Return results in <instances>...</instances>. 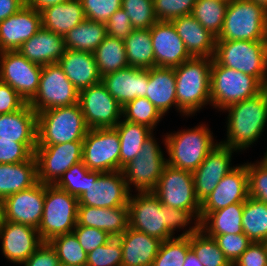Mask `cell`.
Segmentation results:
<instances>
[{"label":"cell","instance_id":"277c9868","mask_svg":"<svg viewBox=\"0 0 267 266\" xmlns=\"http://www.w3.org/2000/svg\"><path fill=\"white\" fill-rule=\"evenodd\" d=\"M89 129L79 103L37 113V145L83 141Z\"/></svg>","mask_w":267,"mask_h":266},{"label":"cell","instance_id":"7402d4cb","mask_svg":"<svg viewBox=\"0 0 267 266\" xmlns=\"http://www.w3.org/2000/svg\"><path fill=\"white\" fill-rule=\"evenodd\" d=\"M249 197L247 163L235 166L211 194L201 202L200 212H213L231 204L244 203Z\"/></svg>","mask_w":267,"mask_h":266},{"label":"cell","instance_id":"ba28073f","mask_svg":"<svg viewBox=\"0 0 267 266\" xmlns=\"http://www.w3.org/2000/svg\"><path fill=\"white\" fill-rule=\"evenodd\" d=\"M265 88L256 77L212 60L210 98L213 108L223 111L232 104L254 97Z\"/></svg>","mask_w":267,"mask_h":266},{"label":"cell","instance_id":"7dc6e473","mask_svg":"<svg viewBox=\"0 0 267 266\" xmlns=\"http://www.w3.org/2000/svg\"><path fill=\"white\" fill-rule=\"evenodd\" d=\"M122 247L117 237H112L87 254L86 266H121Z\"/></svg>","mask_w":267,"mask_h":266},{"label":"cell","instance_id":"681fc988","mask_svg":"<svg viewBox=\"0 0 267 266\" xmlns=\"http://www.w3.org/2000/svg\"><path fill=\"white\" fill-rule=\"evenodd\" d=\"M214 238L218 247L224 253L226 259L233 263L241 256L248 248L252 241L245 233L241 234H224V235H207Z\"/></svg>","mask_w":267,"mask_h":266},{"label":"cell","instance_id":"3957f363","mask_svg":"<svg viewBox=\"0 0 267 266\" xmlns=\"http://www.w3.org/2000/svg\"><path fill=\"white\" fill-rule=\"evenodd\" d=\"M213 58L192 57L174 68L177 109L184 116L195 115L211 105V64Z\"/></svg>","mask_w":267,"mask_h":266},{"label":"cell","instance_id":"1f68e13d","mask_svg":"<svg viewBox=\"0 0 267 266\" xmlns=\"http://www.w3.org/2000/svg\"><path fill=\"white\" fill-rule=\"evenodd\" d=\"M38 183L35 155L20 163L0 164V199L29 189Z\"/></svg>","mask_w":267,"mask_h":266},{"label":"cell","instance_id":"44dd1931","mask_svg":"<svg viewBox=\"0 0 267 266\" xmlns=\"http://www.w3.org/2000/svg\"><path fill=\"white\" fill-rule=\"evenodd\" d=\"M2 253L12 263L23 264L43 243L32 226L4 220L0 227Z\"/></svg>","mask_w":267,"mask_h":266},{"label":"cell","instance_id":"484cf974","mask_svg":"<svg viewBox=\"0 0 267 266\" xmlns=\"http://www.w3.org/2000/svg\"><path fill=\"white\" fill-rule=\"evenodd\" d=\"M17 51L30 62L44 66L57 63L64 55L66 46L63 36L41 27Z\"/></svg>","mask_w":267,"mask_h":266},{"label":"cell","instance_id":"a7ac6f4b","mask_svg":"<svg viewBox=\"0 0 267 266\" xmlns=\"http://www.w3.org/2000/svg\"><path fill=\"white\" fill-rule=\"evenodd\" d=\"M220 1H223V2H229L230 0H220Z\"/></svg>","mask_w":267,"mask_h":266},{"label":"cell","instance_id":"94428289","mask_svg":"<svg viewBox=\"0 0 267 266\" xmlns=\"http://www.w3.org/2000/svg\"><path fill=\"white\" fill-rule=\"evenodd\" d=\"M66 1L67 0H25V5L38 12H41L46 7L61 4Z\"/></svg>","mask_w":267,"mask_h":266},{"label":"cell","instance_id":"4316f807","mask_svg":"<svg viewBox=\"0 0 267 266\" xmlns=\"http://www.w3.org/2000/svg\"><path fill=\"white\" fill-rule=\"evenodd\" d=\"M117 238L122 247L121 266H152L162 242L131 227Z\"/></svg>","mask_w":267,"mask_h":266},{"label":"cell","instance_id":"5bb4252c","mask_svg":"<svg viewBox=\"0 0 267 266\" xmlns=\"http://www.w3.org/2000/svg\"><path fill=\"white\" fill-rule=\"evenodd\" d=\"M121 144L115 128L89 129L83 140L82 161L92 171L120 170Z\"/></svg>","mask_w":267,"mask_h":266},{"label":"cell","instance_id":"d6a6232c","mask_svg":"<svg viewBox=\"0 0 267 266\" xmlns=\"http://www.w3.org/2000/svg\"><path fill=\"white\" fill-rule=\"evenodd\" d=\"M85 19L80 0H67L41 11L42 27L63 37Z\"/></svg>","mask_w":267,"mask_h":266},{"label":"cell","instance_id":"f6af8a7d","mask_svg":"<svg viewBox=\"0 0 267 266\" xmlns=\"http://www.w3.org/2000/svg\"><path fill=\"white\" fill-rule=\"evenodd\" d=\"M122 9L129 16L134 29H150L158 21L153 0H122Z\"/></svg>","mask_w":267,"mask_h":266},{"label":"cell","instance_id":"d6986e66","mask_svg":"<svg viewBox=\"0 0 267 266\" xmlns=\"http://www.w3.org/2000/svg\"><path fill=\"white\" fill-rule=\"evenodd\" d=\"M45 184L11 194L4 201V219L38 229L44 210Z\"/></svg>","mask_w":267,"mask_h":266},{"label":"cell","instance_id":"9f6ffc18","mask_svg":"<svg viewBox=\"0 0 267 266\" xmlns=\"http://www.w3.org/2000/svg\"><path fill=\"white\" fill-rule=\"evenodd\" d=\"M232 266H267V242H252Z\"/></svg>","mask_w":267,"mask_h":266},{"label":"cell","instance_id":"6da1fadb","mask_svg":"<svg viewBox=\"0 0 267 266\" xmlns=\"http://www.w3.org/2000/svg\"><path fill=\"white\" fill-rule=\"evenodd\" d=\"M128 218L129 227L161 241L173 238L176 229L188 227L192 220L200 222L191 211L162 205L152 191L130 195Z\"/></svg>","mask_w":267,"mask_h":266},{"label":"cell","instance_id":"603a6c76","mask_svg":"<svg viewBox=\"0 0 267 266\" xmlns=\"http://www.w3.org/2000/svg\"><path fill=\"white\" fill-rule=\"evenodd\" d=\"M41 27V12L23 6L14 15L0 22V52L17 51Z\"/></svg>","mask_w":267,"mask_h":266},{"label":"cell","instance_id":"f5cc1de1","mask_svg":"<svg viewBox=\"0 0 267 266\" xmlns=\"http://www.w3.org/2000/svg\"><path fill=\"white\" fill-rule=\"evenodd\" d=\"M73 232L87 254L97 247L106 244L112 238L104 230L80 225H76Z\"/></svg>","mask_w":267,"mask_h":266},{"label":"cell","instance_id":"2e32d148","mask_svg":"<svg viewBox=\"0 0 267 266\" xmlns=\"http://www.w3.org/2000/svg\"><path fill=\"white\" fill-rule=\"evenodd\" d=\"M34 155L38 182L55 184L71 166L82 161L83 141L37 145Z\"/></svg>","mask_w":267,"mask_h":266},{"label":"cell","instance_id":"e0dca14e","mask_svg":"<svg viewBox=\"0 0 267 266\" xmlns=\"http://www.w3.org/2000/svg\"><path fill=\"white\" fill-rule=\"evenodd\" d=\"M42 66L30 62L18 51L0 52V81L10 85L29 103L38 92Z\"/></svg>","mask_w":267,"mask_h":266},{"label":"cell","instance_id":"30bf717a","mask_svg":"<svg viewBox=\"0 0 267 266\" xmlns=\"http://www.w3.org/2000/svg\"><path fill=\"white\" fill-rule=\"evenodd\" d=\"M162 149L152 134L142 145L139 154L121 169L128 189L135 186L136 192L153 191L167 165Z\"/></svg>","mask_w":267,"mask_h":266},{"label":"cell","instance_id":"ee69618b","mask_svg":"<svg viewBox=\"0 0 267 266\" xmlns=\"http://www.w3.org/2000/svg\"><path fill=\"white\" fill-rule=\"evenodd\" d=\"M49 243L55 249L60 263L86 265L87 253L74 232L54 237Z\"/></svg>","mask_w":267,"mask_h":266},{"label":"cell","instance_id":"db71d44e","mask_svg":"<svg viewBox=\"0 0 267 266\" xmlns=\"http://www.w3.org/2000/svg\"><path fill=\"white\" fill-rule=\"evenodd\" d=\"M33 155L23 143L0 139V164L20 163L29 160Z\"/></svg>","mask_w":267,"mask_h":266},{"label":"cell","instance_id":"8fae6325","mask_svg":"<svg viewBox=\"0 0 267 266\" xmlns=\"http://www.w3.org/2000/svg\"><path fill=\"white\" fill-rule=\"evenodd\" d=\"M79 91L58 63L42 66L37 94L28 103L36 113L78 103Z\"/></svg>","mask_w":267,"mask_h":266},{"label":"cell","instance_id":"91938a15","mask_svg":"<svg viewBox=\"0 0 267 266\" xmlns=\"http://www.w3.org/2000/svg\"><path fill=\"white\" fill-rule=\"evenodd\" d=\"M23 6H25V0H0V22L14 15Z\"/></svg>","mask_w":267,"mask_h":266},{"label":"cell","instance_id":"be15d7a7","mask_svg":"<svg viewBox=\"0 0 267 266\" xmlns=\"http://www.w3.org/2000/svg\"><path fill=\"white\" fill-rule=\"evenodd\" d=\"M4 201L0 199V227L4 223Z\"/></svg>","mask_w":267,"mask_h":266},{"label":"cell","instance_id":"680465c9","mask_svg":"<svg viewBox=\"0 0 267 266\" xmlns=\"http://www.w3.org/2000/svg\"><path fill=\"white\" fill-rule=\"evenodd\" d=\"M26 101L7 83L0 81V114L21 109Z\"/></svg>","mask_w":267,"mask_h":266},{"label":"cell","instance_id":"9c48e42d","mask_svg":"<svg viewBox=\"0 0 267 266\" xmlns=\"http://www.w3.org/2000/svg\"><path fill=\"white\" fill-rule=\"evenodd\" d=\"M78 199L55 184H45L44 210L38 227L43 242L73 232L77 224Z\"/></svg>","mask_w":267,"mask_h":266},{"label":"cell","instance_id":"8d00e7d4","mask_svg":"<svg viewBox=\"0 0 267 266\" xmlns=\"http://www.w3.org/2000/svg\"><path fill=\"white\" fill-rule=\"evenodd\" d=\"M193 224L181 235L161 242L152 266H183L190 250V235L200 229V222Z\"/></svg>","mask_w":267,"mask_h":266},{"label":"cell","instance_id":"836d02e7","mask_svg":"<svg viewBox=\"0 0 267 266\" xmlns=\"http://www.w3.org/2000/svg\"><path fill=\"white\" fill-rule=\"evenodd\" d=\"M244 203L231 204L213 212H200V229L206 235L241 234Z\"/></svg>","mask_w":267,"mask_h":266},{"label":"cell","instance_id":"cb8c5ba5","mask_svg":"<svg viewBox=\"0 0 267 266\" xmlns=\"http://www.w3.org/2000/svg\"><path fill=\"white\" fill-rule=\"evenodd\" d=\"M107 91L123 107L137 97H146L149 81V69L128 66L116 72L102 76Z\"/></svg>","mask_w":267,"mask_h":266},{"label":"cell","instance_id":"e7e4bbea","mask_svg":"<svg viewBox=\"0 0 267 266\" xmlns=\"http://www.w3.org/2000/svg\"><path fill=\"white\" fill-rule=\"evenodd\" d=\"M259 5H262L267 10V0H254Z\"/></svg>","mask_w":267,"mask_h":266},{"label":"cell","instance_id":"c3c4849f","mask_svg":"<svg viewBox=\"0 0 267 266\" xmlns=\"http://www.w3.org/2000/svg\"><path fill=\"white\" fill-rule=\"evenodd\" d=\"M154 13L158 21H171L177 17L191 15L196 0H153Z\"/></svg>","mask_w":267,"mask_h":266},{"label":"cell","instance_id":"9a60e30c","mask_svg":"<svg viewBox=\"0 0 267 266\" xmlns=\"http://www.w3.org/2000/svg\"><path fill=\"white\" fill-rule=\"evenodd\" d=\"M78 103L90 129L114 128L122 119L123 107L102 81L81 90Z\"/></svg>","mask_w":267,"mask_h":266},{"label":"cell","instance_id":"ffe728a7","mask_svg":"<svg viewBox=\"0 0 267 266\" xmlns=\"http://www.w3.org/2000/svg\"><path fill=\"white\" fill-rule=\"evenodd\" d=\"M150 35L154 67L175 68L192 58L171 21H157L150 28Z\"/></svg>","mask_w":267,"mask_h":266},{"label":"cell","instance_id":"83f0119b","mask_svg":"<svg viewBox=\"0 0 267 266\" xmlns=\"http://www.w3.org/2000/svg\"><path fill=\"white\" fill-rule=\"evenodd\" d=\"M76 225L101 229L111 237H119L129 227L128 206L96 208L79 205Z\"/></svg>","mask_w":267,"mask_h":266},{"label":"cell","instance_id":"f546056e","mask_svg":"<svg viewBox=\"0 0 267 266\" xmlns=\"http://www.w3.org/2000/svg\"><path fill=\"white\" fill-rule=\"evenodd\" d=\"M171 22L191 57L213 58L217 38L192 15L177 17Z\"/></svg>","mask_w":267,"mask_h":266},{"label":"cell","instance_id":"6f0895ef","mask_svg":"<svg viewBox=\"0 0 267 266\" xmlns=\"http://www.w3.org/2000/svg\"><path fill=\"white\" fill-rule=\"evenodd\" d=\"M24 266H60L55 249L49 242H43L23 263Z\"/></svg>","mask_w":267,"mask_h":266},{"label":"cell","instance_id":"f1b7e54d","mask_svg":"<svg viewBox=\"0 0 267 266\" xmlns=\"http://www.w3.org/2000/svg\"><path fill=\"white\" fill-rule=\"evenodd\" d=\"M57 63L79 92L101 82L93 53L66 49Z\"/></svg>","mask_w":267,"mask_h":266},{"label":"cell","instance_id":"7c38bea8","mask_svg":"<svg viewBox=\"0 0 267 266\" xmlns=\"http://www.w3.org/2000/svg\"><path fill=\"white\" fill-rule=\"evenodd\" d=\"M152 192L162 205L191 211L200 220L201 203L195 195L192 172L167 164Z\"/></svg>","mask_w":267,"mask_h":266},{"label":"cell","instance_id":"8992f818","mask_svg":"<svg viewBox=\"0 0 267 266\" xmlns=\"http://www.w3.org/2000/svg\"><path fill=\"white\" fill-rule=\"evenodd\" d=\"M267 41V10L254 0H230L216 41Z\"/></svg>","mask_w":267,"mask_h":266},{"label":"cell","instance_id":"4dcf8cb0","mask_svg":"<svg viewBox=\"0 0 267 266\" xmlns=\"http://www.w3.org/2000/svg\"><path fill=\"white\" fill-rule=\"evenodd\" d=\"M146 98L163 116L172 106L177 108L174 68L155 66L149 69Z\"/></svg>","mask_w":267,"mask_h":266},{"label":"cell","instance_id":"74e56055","mask_svg":"<svg viewBox=\"0 0 267 266\" xmlns=\"http://www.w3.org/2000/svg\"><path fill=\"white\" fill-rule=\"evenodd\" d=\"M123 41L129 66L139 69L154 67L150 29H134Z\"/></svg>","mask_w":267,"mask_h":266},{"label":"cell","instance_id":"60d3db41","mask_svg":"<svg viewBox=\"0 0 267 266\" xmlns=\"http://www.w3.org/2000/svg\"><path fill=\"white\" fill-rule=\"evenodd\" d=\"M229 2L196 0L191 15L211 34L218 38Z\"/></svg>","mask_w":267,"mask_h":266},{"label":"cell","instance_id":"816d5d0a","mask_svg":"<svg viewBox=\"0 0 267 266\" xmlns=\"http://www.w3.org/2000/svg\"><path fill=\"white\" fill-rule=\"evenodd\" d=\"M86 19L105 23L120 8L122 0H80Z\"/></svg>","mask_w":267,"mask_h":266},{"label":"cell","instance_id":"03108f58","mask_svg":"<svg viewBox=\"0 0 267 266\" xmlns=\"http://www.w3.org/2000/svg\"><path fill=\"white\" fill-rule=\"evenodd\" d=\"M60 266H86V265H76V264H64V263H60Z\"/></svg>","mask_w":267,"mask_h":266},{"label":"cell","instance_id":"52a82bcc","mask_svg":"<svg viewBox=\"0 0 267 266\" xmlns=\"http://www.w3.org/2000/svg\"><path fill=\"white\" fill-rule=\"evenodd\" d=\"M213 59L221 66L256 77L267 87V41H216Z\"/></svg>","mask_w":267,"mask_h":266},{"label":"cell","instance_id":"d590c367","mask_svg":"<svg viewBox=\"0 0 267 266\" xmlns=\"http://www.w3.org/2000/svg\"><path fill=\"white\" fill-rule=\"evenodd\" d=\"M121 144L120 170L124 165L131 162L140 152L144 142L153 134L149 127L122 120L114 127Z\"/></svg>","mask_w":267,"mask_h":266},{"label":"cell","instance_id":"6125c7cd","mask_svg":"<svg viewBox=\"0 0 267 266\" xmlns=\"http://www.w3.org/2000/svg\"><path fill=\"white\" fill-rule=\"evenodd\" d=\"M183 266H203V264L198 260V257L190 249L187 253Z\"/></svg>","mask_w":267,"mask_h":266},{"label":"cell","instance_id":"5b68a950","mask_svg":"<svg viewBox=\"0 0 267 266\" xmlns=\"http://www.w3.org/2000/svg\"><path fill=\"white\" fill-rule=\"evenodd\" d=\"M210 129L204 124L165 135L163 139L169 159L167 164L194 172L207 154L219 143L214 141Z\"/></svg>","mask_w":267,"mask_h":266},{"label":"cell","instance_id":"e575fe53","mask_svg":"<svg viewBox=\"0 0 267 266\" xmlns=\"http://www.w3.org/2000/svg\"><path fill=\"white\" fill-rule=\"evenodd\" d=\"M106 36L104 23L85 19L63 38L66 49L93 53Z\"/></svg>","mask_w":267,"mask_h":266},{"label":"cell","instance_id":"11a10c76","mask_svg":"<svg viewBox=\"0 0 267 266\" xmlns=\"http://www.w3.org/2000/svg\"><path fill=\"white\" fill-rule=\"evenodd\" d=\"M104 24L108 36L122 40L134 30L129 16L122 8L117 10Z\"/></svg>","mask_w":267,"mask_h":266},{"label":"cell","instance_id":"f907efd6","mask_svg":"<svg viewBox=\"0 0 267 266\" xmlns=\"http://www.w3.org/2000/svg\"><path fill=\"white\" fill-rule=\"evenodd\" d=\"M249 197L267 203V164L247 163Z\"/></svg>","mask_w":267,"mask_h":266},{"label":"cell","instance_id":"ac0fdd59","mask_svg":"<svg viewBox=\"0 0 267 266\" xmlns=\"http://www.w3.org/2000/svg\"><path fill=\"white\" fill-rule=\"evenodd\" d=\"M235 151L238 150L219 142L193 172L194 191L200 203L211 194L223 177L235 168L231 167V157Z\"/></svg>","mask_w":267,"mask_h":266},{"label":"cell","instance_id":"f35d334b","mask_svg":"<svg viewBox=\"0 0 267 266\" xmlns=\"http://www.w3.org/2000/svg\"><path fill=\"white\" fill-rule=\"evenodd\" d=\"M93 55L101 76L129 66L124 41L119 38L107 35Z\"/></svg>","mask_w":267,"mask_h":266},{"label":"cell","instance_id":"bcb514c9","mask_svg":"<svg viewBox=\"0 0 267 266\" xmlns=\"http://www.w3.org/2000/svg\"><path fill=\"white\" fill-rule=\"evenodd\" d=\"M88 171L83 161L76 163L61 176L55 185L78 199L86 192Z\"/></svg>","mask_w":267,"mask_h":266},{"label":"cell","instance_id":"ab89813d","mask_svg":"<svg viewBox=\"0 0 267 266\" xmlns=\"http://www.w3.org/2000/svg\"><path fill=\"white\" fill-rule=\"evenodd\" d=\"M242 228L252 242H267V203L248 197L243 207Z\"/></svg>","mask_w":267,"mask_h":266},{"label":"cell","instance_id":"4fadbf2b","mask_svg":"<svg viewBox=\"0 0 267 266\" xmlns=\"http://www.w3.org/2000/svg\"><path fill=\"white\" fill-rule=\"evenodd\" d=\"M130 191L121 170L107 173L89 170L86 192L78 202L96 208L128 206Z\"/></svg>","mask_w":267,"mask_h":266},{"label":"cell","instance_id":"b9f144b4","mask_svg":"<svg viewBox=\"0 0 267 266\" xmlns=\"http://www.w3.org/2000/svg\"><path fill=\"white\" fill-rule=\"evenodd\" d=\"M190 249L203 266H232L214 238L207 236L201 229L190 235Z\"/></svg>","mask_w":267,"mask_h":266},{"label":"cell","instance_id":"7bdbcfd3","mask_svg":"<svg viewBox=\"0 0 267 266\" xmlns=\"http://www.w3.org/2000/svg\"><path fill=\"white\" fill-rule=\"evenodd\" d=\"M122 117L124 120L145 125L153 130L163 115L146 97H137L123 106Z\"/></svg>","mask_w":267,"mask_h":266},{"label":"cell","instance_id":"d4e9b609","mask_svg":"<svg viewBox=\"0 0 267 266\" xmlns=\"http://www.w3.org/2000/svg\"><path fill=\"white\" fill-rule=\"evenodd\" d=\"M0 139L23 143L33 154L37 147V113L26 103L21 109L0 116Z\"/></svg>","mask_w":267,"mask_h":266},{"label":"cell","instance_id":"003e7915","mask_svg":"<svg viewBox=\"0 0 267 266\" xmlns=\"http://www.w3.org/2000/svg\"><path fill=\"white\" fill-rule=\"evenodd\" d=\"M261 160H262L264 163L267 164V151H266V153H265L263 159L261 158Z\"/></svg>","mask_w":267,"mask_h":266},{"label":"cell","instance_id":"7a4b0ae2","mask_svg":"<svg viewBox=\"0 0 267 266\" xmlns=\"http://www.w3.org/2000/svg\"><path fill=\"white\" fill-rule=\"evenodd\" d=\"M228 111L227 138L220 143L241 151L260 138L267 123V87L254 97L232 104Z\"/></svg>","mask_w":267,"mask_h":266}]
</instances>
